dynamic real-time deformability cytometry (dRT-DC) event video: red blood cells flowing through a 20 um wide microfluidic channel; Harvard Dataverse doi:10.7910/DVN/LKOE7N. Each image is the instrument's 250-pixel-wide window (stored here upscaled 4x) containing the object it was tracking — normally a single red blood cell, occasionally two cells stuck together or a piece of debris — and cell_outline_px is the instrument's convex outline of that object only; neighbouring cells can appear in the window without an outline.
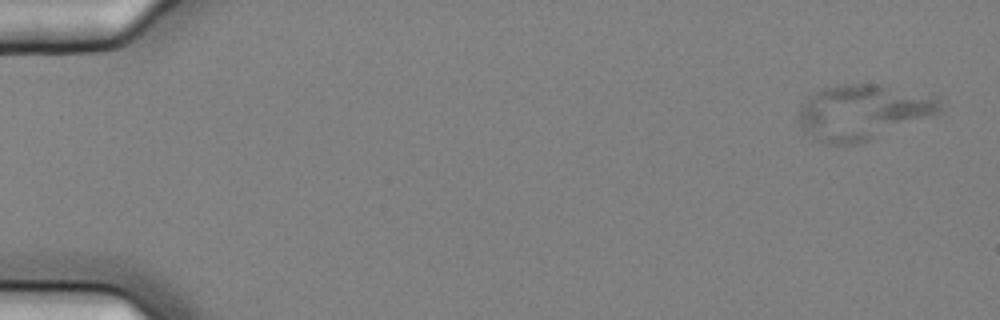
{"species": "common noctule bat (a hibernating species)", "species_latin": "Nyctalus noctula", "temperature_condition": "cold", "stored_images_in_passage": 8, "camera_frame_rate_fps": 3000, "um_per_image_px": 0.085, "animal": {"sex": "female", "body_mass_g": 25.1}, "frame": {"image": 1, "passage_image": 1, "time_ms": 0.0, "image_size_px": [1000, 320], "cell_outline_px": [[944, 112], [936, 116], [868, 140], [856, 144], [824, 144], [816, 140], [804, 132], [800, 124], [800, 104], [812, 92], [820, 88], [836, 84], [880, 84], [944, 96]], "centroid_in_image_um": [73.46, 9.49], "position_along_channel_um": 11.5, "area_um2": 46.82}}
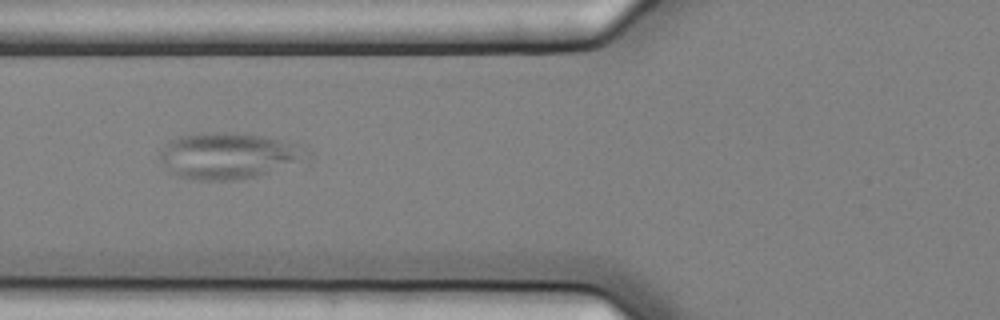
{"frame": {"image": 2, "passage_image": 6, "time_ms": 1.667, "image_size_px": [1000, 320], "cell_outline_px": [[312, 160], [264, 176], [240, 180], [196, 180], [180, 176], [172, 172], [160, 160], [160, 152], [168, 140], [180, 136], [200, 132], [236, 132], [264, 136], [308, 144], [312, 152]], "centroid_in_image_um": [19.65, 13.23], "position_along_channel_um": 106.1, "area_um2": 41.38}}
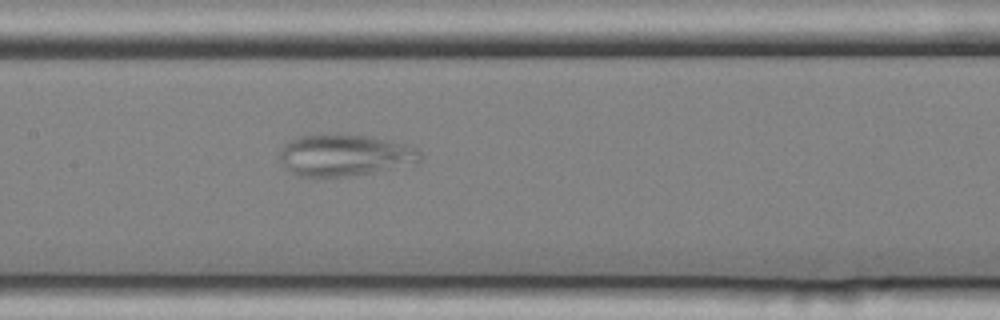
{"frame": {"image": 3, "passage_image": 8, "time_ms": 2.333, "image_size_px": [1000, 320], "cell_outline_px": [[424, 156], [416, 164], [372, 172], [348, 176], [316, 180], [296, 176], [284, 168], [280, 160], [280, 152], [284, 144], [296, 136], [372, 136], [412, 144]], "centroid_in_image_um": [29.31, 13.25], "position_along_channel_um": 178.1, "area_um2": 34.8}}